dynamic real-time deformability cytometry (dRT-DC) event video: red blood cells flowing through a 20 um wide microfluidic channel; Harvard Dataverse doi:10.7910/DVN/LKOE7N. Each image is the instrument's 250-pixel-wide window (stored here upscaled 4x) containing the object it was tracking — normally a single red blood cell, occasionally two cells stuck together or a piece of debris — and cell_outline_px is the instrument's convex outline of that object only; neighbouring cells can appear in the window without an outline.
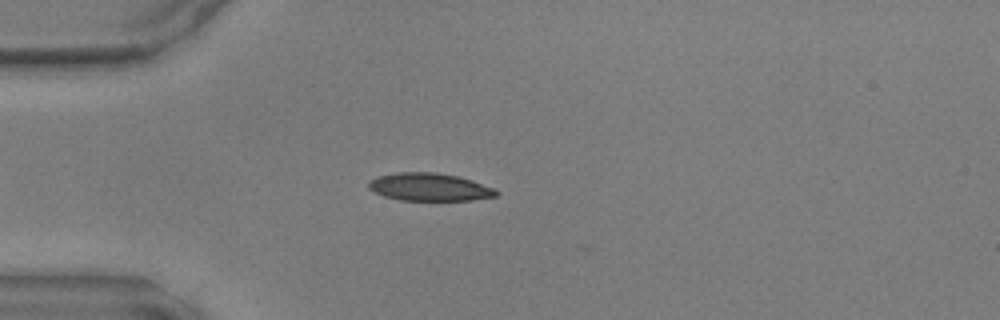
{"species": "common noctule bat (a hibernating species)", "species_latin": "Nyctalus noctula", "temperature_condition": "warm", "stored_images_in_passage": 21, "camera_frame_rate_fps": 3000, "um_per_image_px": 0.085, "animal": {"sex": "male", "body_mass_g": 17.9, "forearm_length_mm": 54.2}, "frame": {"image": 1, "passage_image": 3, "time_ms": 0.667, "image_size_px": [1000, 320], "cell_outline_px": [[500, 192], [496, 196], [472, 200], [400, 200], [384, 196], [368, 188], [368, 180], [376, 176], [396, 172], [436, 172], [456, 176], [472, 180], [496, 188]], "centroid_in_image_um": [36.51, 15.89], "position_along_channel_um": 48.5, "area_um2": 20.81}}
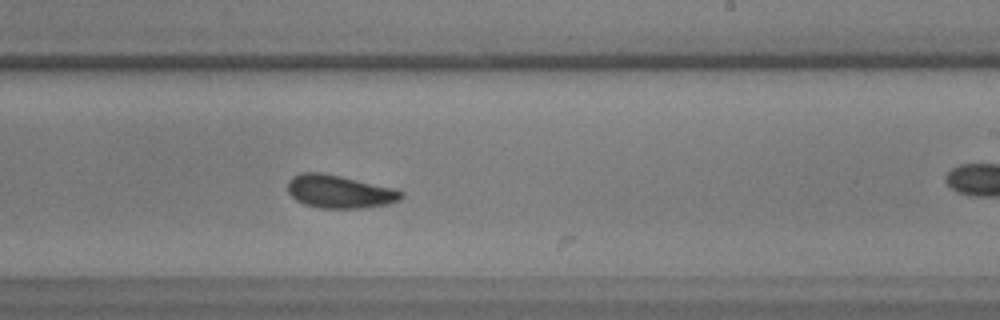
{"frame": {"image": 2, "passage_image": 15, "time_ms": 4.667, "image_size_px": [1000, 320], "cell_outline_px": [[404, 196], [400, 200], [388, 204], [360, 208], [320, 208], [304, 204], [296, 200], [288, 192], [288, 180], [292, 176], [300, 172], [320, 172], [340, 176], [396, 188], [404, 192]], "centroid_in_image_um": [28.87, 16.28], "position_along_channel_um": 260.1, "area_um2": 22.02}}